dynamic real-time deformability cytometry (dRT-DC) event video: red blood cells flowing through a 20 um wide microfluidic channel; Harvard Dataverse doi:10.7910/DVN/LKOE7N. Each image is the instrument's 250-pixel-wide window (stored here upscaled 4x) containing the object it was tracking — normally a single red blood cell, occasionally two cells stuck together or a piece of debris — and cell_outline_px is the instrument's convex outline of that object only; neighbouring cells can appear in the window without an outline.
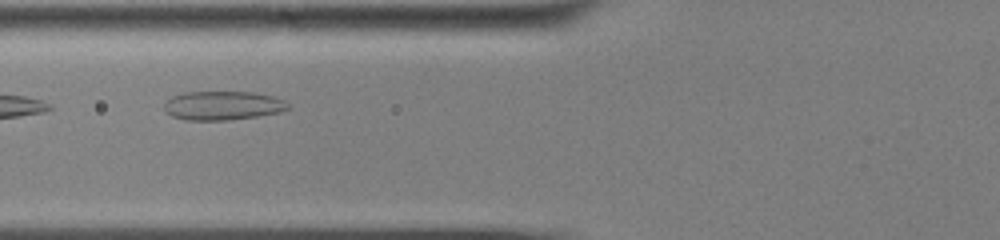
{"species": "common noctule bat (a hibernating species)", "species_latin": "Nyctalus noctula", "temperature_condition": "cold", "stored_images_in_passage": 24, "camera_frame_rate_fps": 3000, "um_per_image_px": 0.085, "animal": {"sex": "male", "body_mass_g": 13.0, "forearm_length_mm": 53.1}, "frame": {"image": 1, "passage_image": 4, "time_ms": 1.0, "image_size_px": [1000, 240], "cell_outline_px": [[292, 108], [280, 112], [256, 116], [228, 120], [184, 120], [172, 116], [164, 112], [164, 104], [172, 96], [184, 92], [252, 92], [272, 96], [284, 100]], "centroid_in_image_um": [18.92, 8.97], "position_along_channel_um": 106.9, "area_um2": 20.92}}
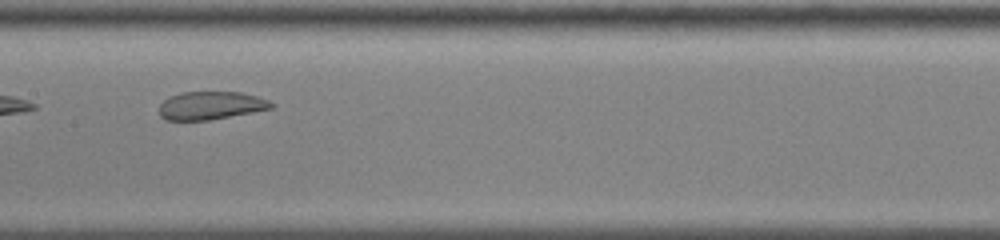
{"frame": {"image": 2, "passage_image": 11, "time_ms": 3.333, "image_size_px": [1000, 240], "cell_outline_px": [[276, 104], [272, 108], [252, 112], [208, 120], [164, 120], [160, 116], [160, 104], [168, 96], [180, 92], [240, 92], [256, 96], [268, 100]], "centroid_in_image_um": [17.89, 8.96], "position_along_channel_um": 189.5, "area_um2": 18.32}}
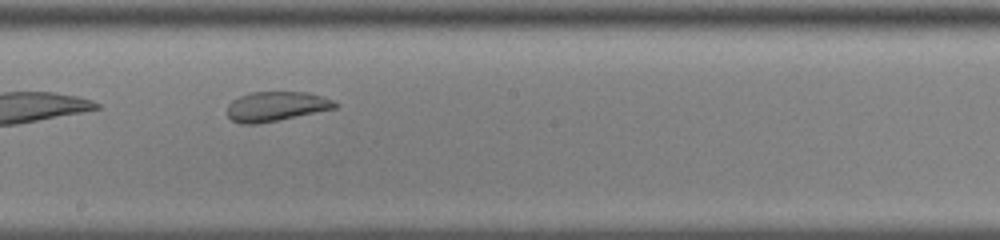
{"frame": {"image": 3, "passage_image": 14, "time_ms": 4.333, "image_size_px": [1000, 240], "cell_outline_px": [[340, 104], [336, 108], [256, 124], [240, 124], [232, 120], [228, 116], [228, 104], [232, 100], [240, 96], [252, 92], [308, 92], [332, 100]], "centroid_in_image_um": [23.45, 9.04], "position_along_channel_um": 224.7, "area_um2": 18.38}}